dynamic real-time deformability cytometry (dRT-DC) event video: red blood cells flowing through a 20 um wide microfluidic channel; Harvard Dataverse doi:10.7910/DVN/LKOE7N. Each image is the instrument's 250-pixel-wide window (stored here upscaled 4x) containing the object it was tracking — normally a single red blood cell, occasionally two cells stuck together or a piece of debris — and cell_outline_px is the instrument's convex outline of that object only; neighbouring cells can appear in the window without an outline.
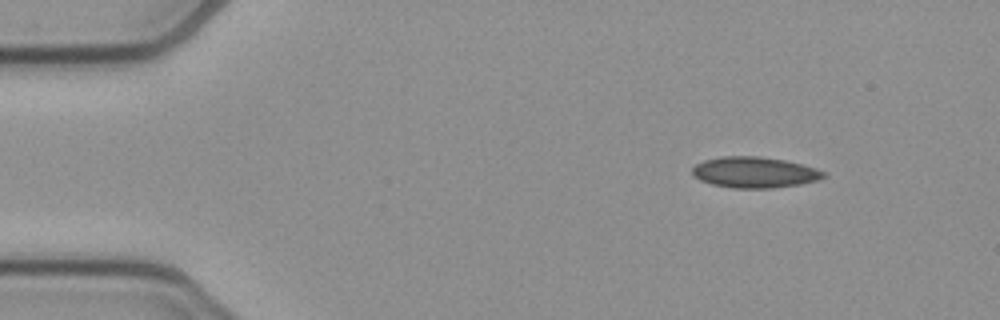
{"species": "common noctule bat (a hibernating species)", "species_latin": "Nyctalus noctula", "temperature_condition": "cold", "stored_images_in_passage": 47, "camera_frame_rate_fps": 3000, "um_per_image_px": 0.085, "animal": {"sex": "female", "body_mass_g": 21.9}, "frame": {"image": 1, "passage_image": 1, "time_ms": 0.0, "image_size_px": [1000, 320], "cell_outline_px": [[828, 176], [820, 180], [800, 184], [772, 188], [732, 188], [712, 184], [700, 180], [692, 176], [692, 168], [696, 164], [704, 160], [724, 156], [756, 156], [784, 160], [804, 164], [816, 168], [824, 172]], "centroid_in_image_um": [64.15, 14.65], "position_along_channel_um": 20.8, "area_um2": 23.81}}
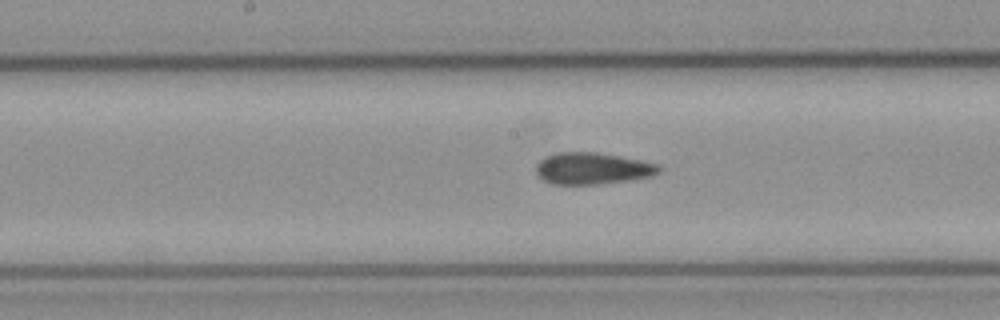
{"frame": {"image": 2, "passage_image": 21, "time_ms": 6.667, "image_size_px": [1000, 320], "cell_outline_px": [[664, 168], [660, 172], [652, 176], [628, 180], [596, 184], [552, 184], [536, 176], [536, 164], [540, 160], [548, 156], [560, 152], [596, 152], [620, 156], [660, 164]], "centroid_in_image_um": [50.38, 14.32], "position_along_channel_um": 197.8, "area_um2": 22.77}}
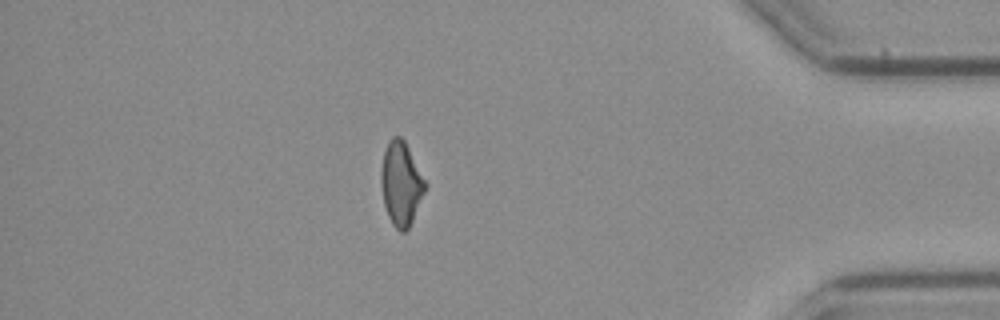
{"frame": {"image": 3, "passage_image": 40, "time_ms": 13.0, "image_size_px": [1000, 320], "cell_outline_px": [[428, 184], [412, 220], [408, 228], [404, 232], [400, 232], [392, 224], [388, 216], [384, 204], [380, 184], [380, 172], [384, 152], [388, 140], [392, 136], [400, 136], [404, 140]], "centroid_in_image_um": [34.08, 15.59], "position_along_channel_um": 401.1, "area_um2": 21.56}, "authors_computed_cell_mechanics": {"area_um2": 22.7154, "velocity_mm_per_s": 3.8776, "shape_relaxation_time_tau1_ms": null, "shape_relaxation_time_tau2_ms": 3.6684, "deformation_change_tau1": null, "deformation_change_tau2": 0.0814}}